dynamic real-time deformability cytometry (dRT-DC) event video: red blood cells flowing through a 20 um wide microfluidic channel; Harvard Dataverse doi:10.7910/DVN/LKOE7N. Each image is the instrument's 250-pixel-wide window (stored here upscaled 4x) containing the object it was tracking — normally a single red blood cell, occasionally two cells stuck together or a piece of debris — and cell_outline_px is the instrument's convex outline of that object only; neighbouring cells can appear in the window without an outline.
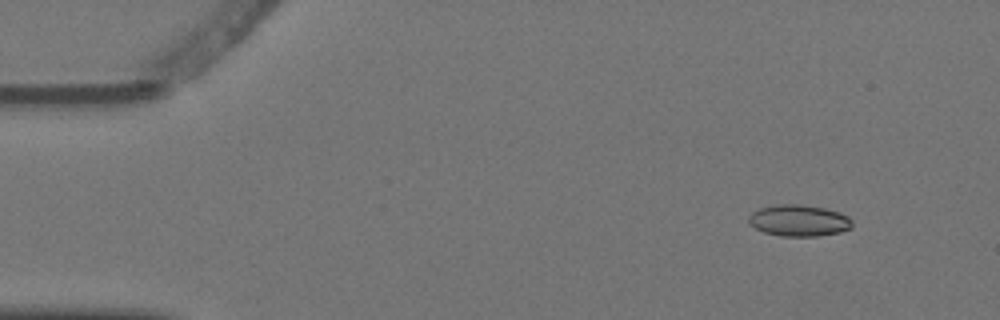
{"species": "Egyptian fruit bat (a non-hibernating species)", "species_latin": "Rousettus aegyptiacus", "temperature_condition": "warm", "stored_images_in_passage": 4, "camera_frame_rate_fps": 3000, "um_per_image_px": 0.085, "animal": {"sex": "female"}, "frame": {"image": 1, "passage_image": 1, "time_ms": 0.0, "image_size_px": [1000, 320], "cell_outline_px": [[852, 228], [840, 232], [816, 236], [780, 236], [764, 232], [748, 224], [748, 216], [752, 212], [760, 208], [776, 204], [800, 204], [824, 208], [840, 212], [848, 216], [852, 220]], "centroid_in_image_um": [67.9, 18.74], "position_along_channel_um": 17.1, "area_um2": 19.13}}